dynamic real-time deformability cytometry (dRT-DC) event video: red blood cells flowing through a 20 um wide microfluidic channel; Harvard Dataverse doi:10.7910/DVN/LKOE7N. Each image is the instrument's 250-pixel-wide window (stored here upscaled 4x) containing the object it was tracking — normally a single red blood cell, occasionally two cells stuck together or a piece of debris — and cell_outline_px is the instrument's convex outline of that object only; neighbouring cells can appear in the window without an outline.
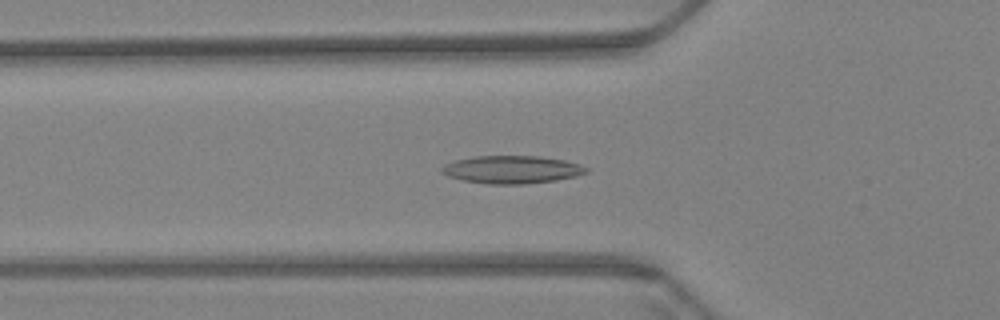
{"species": "Egyptian fruit bat (a non-hibernating species)", "species_latin": "Rousettus aegyptiacus", "temperature_condition": "warm", "stored_images_in_passage": 61, "camera_frame_rate_fps": 3000, "um_per_image_px": 0.085, "animal": {"sex": "female"}, "frame": {"image": 1, "passage_image": 21, "time_ms": 6.667, "image_size_px": [1000, 320], "cell_outline_px": [[588, 172], [576, 176], [556, 180], [524, 184], [488, 184], [464, 180], [448, 176], [440, 172], [440, 168], [444, 164], [456, 160], [472, 156], [540, 156], [564, 160], [580, 164], [588, 168]], "centroid_in_image_um": [43.5, 14.41], "position_along_channel_um": 82.3, "area_um2": 23.47}}
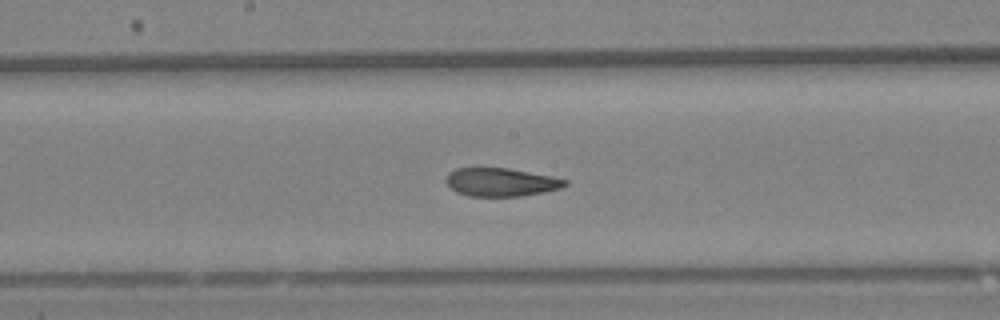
{"frame": {"image": 2, "passage_image": 32, "time_ms": 10.333, "image_size_px": [1000, 320], "cell_outline_px": [[568, 184], [560, 188], [544, 192], [520, 196], [468, 196], [456, 192], [444, 180], [448, 172], [456, 168], [508, 168], [552, 176], [568, 180]], "centroid_in_image_um": [42.57, 15.48], "position_along_channel_um": 205.6, "area_um2": 19.65}}
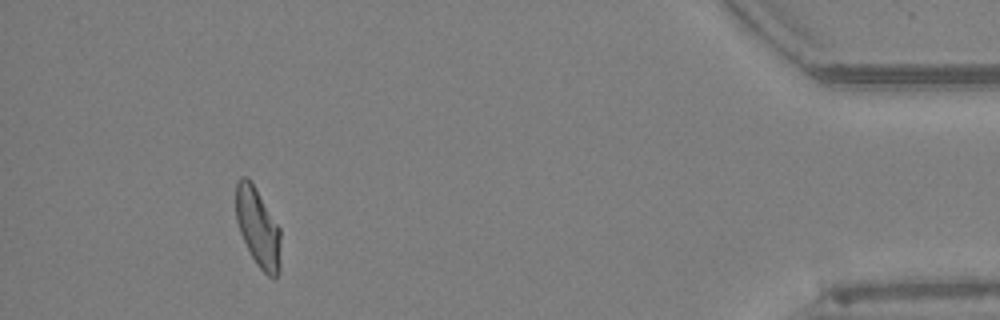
{"frame": {"image": 3, "passage_image": 56, "time_ms": 18.333, "image_size_px": [1000, 320], "cell_outline_px": [[280, 272], [276, 276], [268, 276], [256, 264], [240, 232], [236, 220], [236, 184], [240, 176], [248, 176], [280, 228]], "centroid_in_image_um": [21.92, 19.32], "position_along_channel_um": 413.3, "area_um2": 20.4}, "authors_computed_cell_mechanics": {"area_um2": 20.9814, "velocity_mm_per_s": 3.3668, "shape_relaxation_time_tau1_ms": null, "shape_relaxation_time_tau2_ms": 2.3033, "deformation_change_tau1": null, "deformation_change_tau2": 0.0911}}